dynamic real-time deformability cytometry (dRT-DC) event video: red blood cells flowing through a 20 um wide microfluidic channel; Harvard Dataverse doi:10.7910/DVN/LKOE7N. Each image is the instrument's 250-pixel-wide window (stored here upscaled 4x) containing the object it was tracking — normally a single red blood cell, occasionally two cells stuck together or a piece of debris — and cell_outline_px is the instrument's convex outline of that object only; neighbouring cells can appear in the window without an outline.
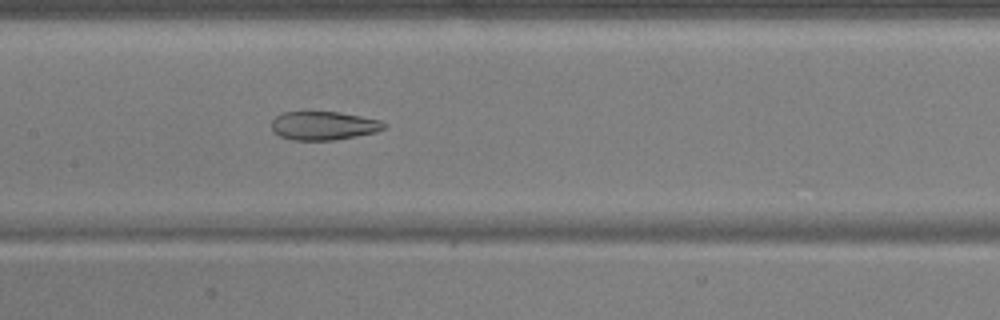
{"species": "common noctule bat (a hibernating species)", "species_latin": "Nyctalus noctula", "temperature_condition": "warm", "stored_images_in_passage": 54, "camera_frame_rate_fps": 3000, "um_per_image_px": 0.085, "animal": {"sex": "male", "body_mass_g": 17.9, "forearm_length_mm": 54.2}, "frame": {"image": 1, "passage_image": 27, "time_ms": 8.667, "image_size_px": [1000, 320], "cell_outline_px": [[388, 124], [384, 128], [376, 132], [332, 140], [292, 140], [280, 136], [272, 128], [272, 120], [276, 116], [284, 112], [340, 112], [380, 120]], "centroid_in_image_um": [27.52, 10.68], "position_along_channel_um": 179.9, "area_um2": 18.55}}
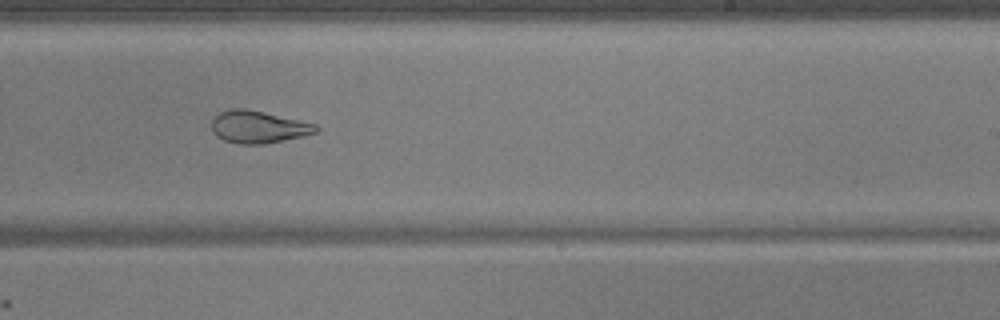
{"frame": {"image": 2, "passage_image": 34, "time_ms": 11.0, "image_size_px": [1000, 320], "cell_outline_px": [[320, 128], [316, 132], [300, 136], [264, 144], [240, 144], [224, 140], [216, 136], [212, 132], [212, 116], [228, 108], [244, 108], [264, 112], [316, 124]], "centroid_in_image_um": [21.89, 10.78], "position_along_channel_um": 267.1, "area_um2": 19.59}}
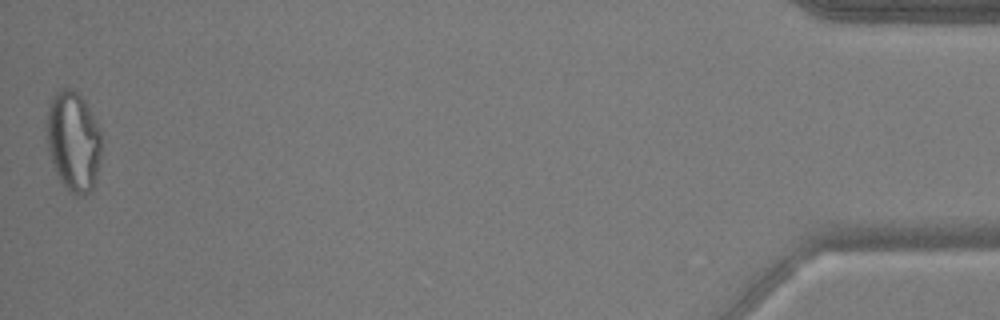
{"frame": {"image": 3, "passage_image": 54, "time_ms": 17.667, "image_size_px": [1000, 320], "cell_outline_px": [[100, 156], [96, 176], [92, 188], [84, 196], [72, 192], [60, 180], [52, 164], [48, 152], [48, 108], [52, 96], [60, 88], [72, 88], [84, 100], [100, 132]], "centroid_in_image_um": [6.22, 11.99], "position_along_channel_um": 429.0, "area_um2": 31.15}, "authors_computed_cell_mechanics": {"area_um2": 26.3279, "velocity_mm_per_s": 3.7462, "shape_relaxation_time_tau1_ms": null, "shape_relaxation_time_tau2_ms": 2.5998, "deformation_change_tau1": null, "deformation_change_tau2": 0.0954}}